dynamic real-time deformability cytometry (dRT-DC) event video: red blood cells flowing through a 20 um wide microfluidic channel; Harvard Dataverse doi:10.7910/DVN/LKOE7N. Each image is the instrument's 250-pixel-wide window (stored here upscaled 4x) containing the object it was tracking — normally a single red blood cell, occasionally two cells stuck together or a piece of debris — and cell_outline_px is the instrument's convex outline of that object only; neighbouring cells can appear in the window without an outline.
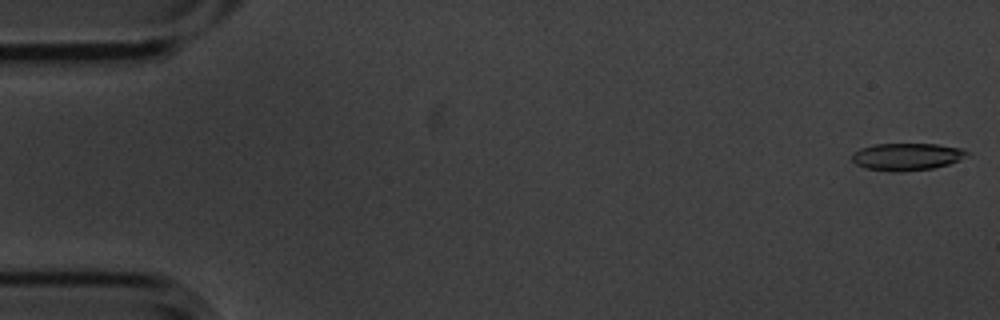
{"species": "common noctule bat (a hibernating species)", "species_latin": "Nyctalus noctula", "temperature_condition": "cold", "stored_images_in_passage": 5, "camera_frame_rate_fps": 3000, "um_per_image_px": 0.085, "animal": {"sex": "male", "body_mass_g": 20.1, "forearm_length_mm": 53.5}, "frame": {"image": 1, "passage_image": 1, "time_ms": 0.0, "image_size_px": [1000, 320], "cell_outline_px": [[968, 156], [948, 164], [932, 168], [892, 172], [864, 168], [856, 164], [852, 160], [852, 152], [860, 148], [876, 144], [936, 144], [964, 148], [968, 152]], "centroid_in_image_um": [77.06, 13.31], "position_along_channel_um": 7.9, "area_um2": 18.26}}
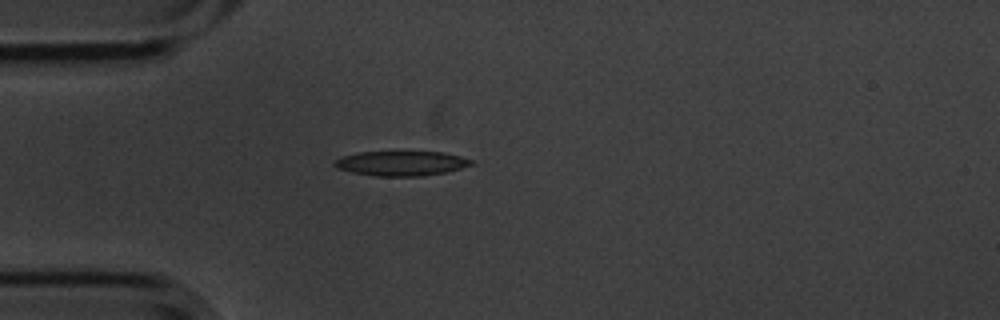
{"frame": {"image": 2, "passage_image": 5, "time_ms": 1.333, "image_size_px": [1000, 320], "cell_outline_px": [[472, 164], [460, 168], [444, 172], [424, 176], [376, 176], [352, 172], [336, 168], [332, 164], [336, 160], [344, 156], [360, 152], [444, 152], [460, 156], [472, 160]], "centroid_in_image_um": [34.09, 13.89], "position_along_channel_um": 50.9, "area_um2": 19.48}}